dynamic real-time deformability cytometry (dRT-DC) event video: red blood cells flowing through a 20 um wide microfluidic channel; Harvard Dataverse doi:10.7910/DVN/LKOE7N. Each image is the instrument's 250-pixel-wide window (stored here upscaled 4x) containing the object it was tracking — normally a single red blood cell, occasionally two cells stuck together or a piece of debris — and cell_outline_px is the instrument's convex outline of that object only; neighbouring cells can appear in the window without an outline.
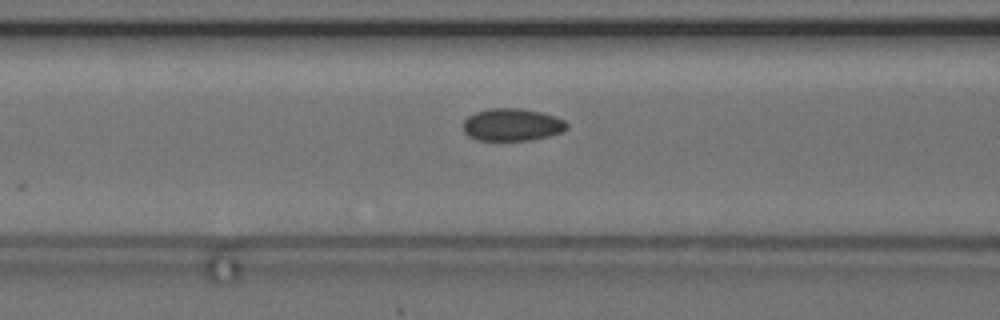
{"species": "common noctule bat (a hibernating species)", "species_latin": "Nyctalus noctula", "temperature_condition": "cold", "stored_images_in_passage": 7, "camera_frame_rate_fps": 3000, "um_per_image_px": 0.085, "animal": {"sex": "female", "body_mass_g": 24.6, "forearm_length_mm": 56.2}, "frame": {"image": 1, "passage_image": 6, "time_ms": 6.667, "image_size_px": [1000, 320], "cell_outline_px": [[568, 128], [560, 132], [548, 136], [528, 140], [476, 140], [468, 136], [464, 132], [464, 120], [468, 116], [476, 112], [492, 108], [524, 108], [556, 116], [564, 120], [568, 124]], "centroid_in_image_um": [43.53, 10.59], "position_along_channel_um": 123.1, "area_um2": 19.59}}